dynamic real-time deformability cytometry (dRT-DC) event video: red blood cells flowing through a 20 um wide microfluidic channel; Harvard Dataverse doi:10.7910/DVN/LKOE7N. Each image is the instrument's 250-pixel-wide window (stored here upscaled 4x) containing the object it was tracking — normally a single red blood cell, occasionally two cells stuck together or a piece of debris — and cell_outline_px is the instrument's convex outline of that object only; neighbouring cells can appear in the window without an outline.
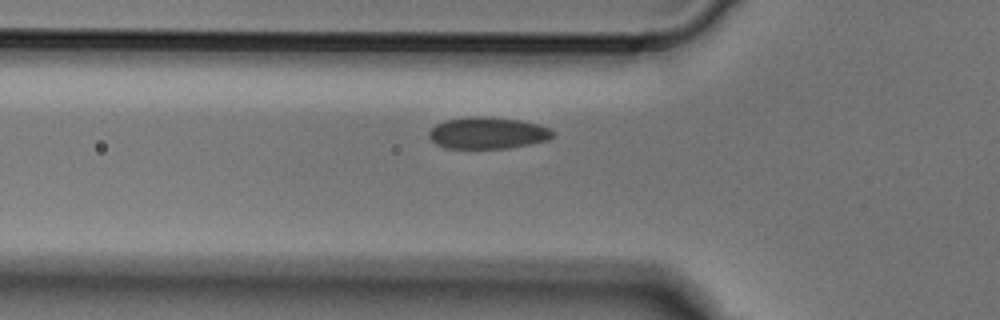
{"species": "Egyptian fruit bat (a non-hibernating species)", "species_latin": "Rousettus aegyptiacus", "temperature_condition": "cold", "stored_images_in_passage": 5, "camera_frame_rate_fps": 3000, "um_per_image_px": 0.085, "animal": {"sex": "male"}, "frame": {"image": 1, "passage_image": 5, "time_ms": 1.333, "image_size_px": [1000, 320], "cell_outline_px": [[556, 136], [548, 140], [508, 148], [448, 148], [436, 144], [428, 136], [428, 132], [436, 124], [444, 120], [472, 116], [484, 116], [520, 120], [540, 124], [556, 132]], "centroid_in_image_um": [41.48, 11.29], "position_along_channel_um": 84.3, "area_um2": 23.0}}